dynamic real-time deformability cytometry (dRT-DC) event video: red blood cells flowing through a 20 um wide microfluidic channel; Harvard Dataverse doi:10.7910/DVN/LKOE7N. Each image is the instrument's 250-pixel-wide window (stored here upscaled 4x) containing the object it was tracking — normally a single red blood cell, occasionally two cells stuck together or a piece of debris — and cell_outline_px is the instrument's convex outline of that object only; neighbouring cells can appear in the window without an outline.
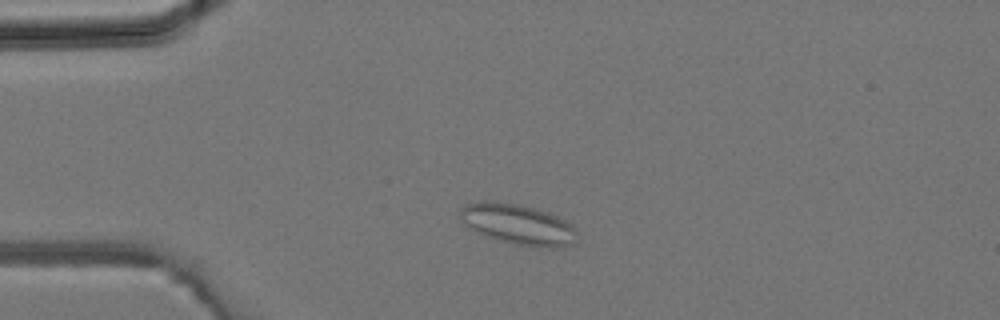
{"species": "common noctule bat (a hibernating species)", "species_latin": "Nyctalus noctula", "temperature_condition": "room temperature", "stored_images_in_passage": 36, "camera_frame_rate_fps": 3000, "um_per_image_px": 0.085, "animal": {"sex": "male", "body_mass_g": 19.2, "forearm_length_mm": 51.8}, "frame": {"image": 1, "passage_image": 3, "time_ms": 0.667, "image_size_px": [1000, 320], "cell_outline_px": [[576, 232], [572, 244], [556, 248], [536, 248], [512, 244], [488, 236], [468, 228], [460, 220], [460, 208], [464, 204], [480, 200], [484, 200], [520, 204], [548, 212], [572, 224], [576, 228]], "centroid_in_image_um": [43.99, 19.06], "position_along_channel_um": 41.0, "area_um2": 27.86}}
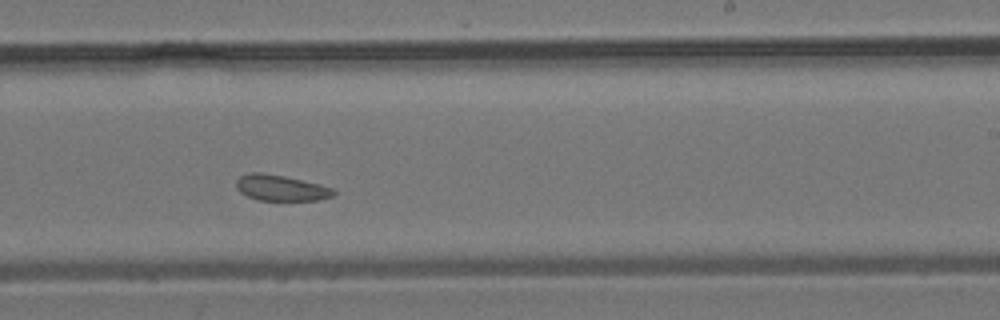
{"frame": {"image": 2, "passage_image": 19, "time_ms": 6.0, "image_size_px": [1000, 320], "cell_outline_px": [[336, 196], [316, 200], [260, 200], [248, 196], [240, 192], [236, 188], [236, 180], [240, 176], [248, 172], [260, 172], [284, 176], [320, 184], [336, 188]], "centroid_in_image_um": [23.91, 15.96], "position_along_channel_um": 265.1, "area_um2": 14.8}}
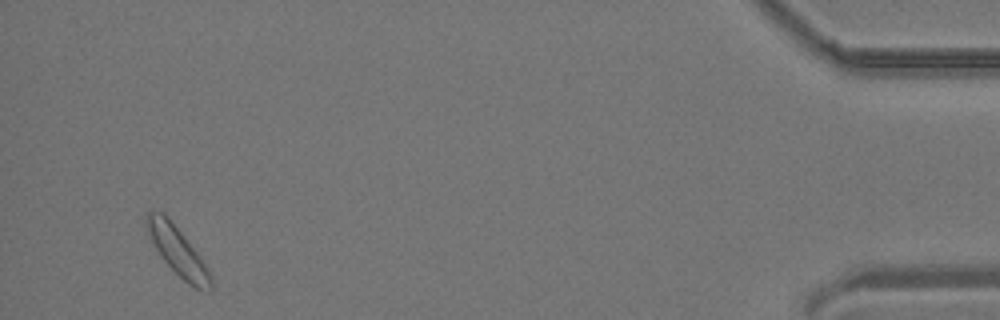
{"frame": {"image": 3, "passage_image": 34, "time_ms": 11.0, "image_size_px": [1000, 320], "cell_outline_px": [[212, 292], [192, 288], [160, 256], [144, 224], [144, 216], [148, 212], [164, 212], [184, 236], [208, 268], [212, 276]], "centroid_in_image_um": [15.11, 21.36], "position_along_channel_um": 420.1, "area_um2": 17.92}}